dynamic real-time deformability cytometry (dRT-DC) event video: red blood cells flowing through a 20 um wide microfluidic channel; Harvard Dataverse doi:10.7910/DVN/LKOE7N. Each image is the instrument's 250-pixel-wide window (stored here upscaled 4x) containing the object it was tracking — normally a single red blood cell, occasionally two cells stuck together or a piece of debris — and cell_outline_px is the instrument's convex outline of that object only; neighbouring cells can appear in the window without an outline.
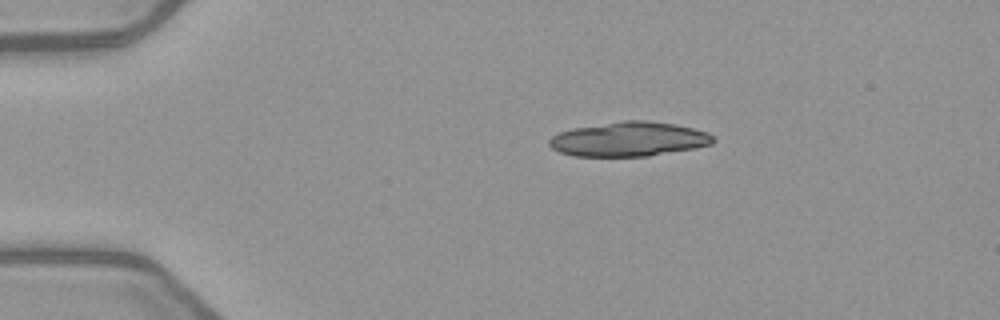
{"species": "common noctule bat (a hibernating species)", "species_latin": "Nyctalus noctula", "temperature_condition": "warm", "stored_images_in_passage": 4, "camera_frame_rate_fps": 3000, "um_per_image_px": 0.085, "animal": {"sex": "female", "body_mass_g": 21.9}, "frame": {"image": 1, "passage_image": 1, "time_ms": 0.0, "image_size_px": [1000, 320], "cell_outline_px": [[716, 140], [712, 144], [696, 148], [648, 156], [572, 156], [560, 152], [552, 148], [548, 144], [548, 140], [552, 136], [560, 132], [572, 128], [624, 120], [648, 120], [676, 124], [708, 132]], "centroid_in_image_um": [53.46, 11.82], "position_along_channel_um": 31.5, "area_um2": 33.06}}